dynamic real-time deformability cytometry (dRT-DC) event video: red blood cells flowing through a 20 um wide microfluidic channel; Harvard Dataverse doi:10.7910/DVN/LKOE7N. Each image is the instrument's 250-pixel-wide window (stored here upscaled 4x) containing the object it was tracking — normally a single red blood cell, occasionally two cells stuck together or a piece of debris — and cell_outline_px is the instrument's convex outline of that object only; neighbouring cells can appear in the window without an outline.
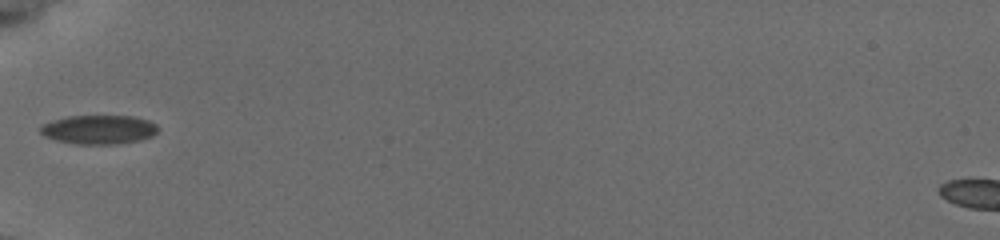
{"species": "common noctule bat (a hibernating species)", "species_latin": "Nyctalus noctula", "temperature_condition": "cold", "stored_images_in_passage": 8, "camera_frame_rate_fps": 3000, "um_per_image_px": 0.085, "animal": {"sex": "female", "body_mass_g": 19.5, "forearm_length_mm": 54.1}, "frame": {"image": 1, "passage_image": 1, "time_ms": 0.0, "image_size_px": [1000, 240], "cell_outline_px": [[156, 132], [152, 136], [140, 140], [116, 144], [76, 144], [56, 140], [44, 136], [40, 132], [40, 124], [52, 120], [68, 116], [132, 116], [148, 120], [156, 124]], "centroid_in_image_um": [8.36, 11.01], "position_along_channel_um": 76.6, "area_um2": 19.88}}